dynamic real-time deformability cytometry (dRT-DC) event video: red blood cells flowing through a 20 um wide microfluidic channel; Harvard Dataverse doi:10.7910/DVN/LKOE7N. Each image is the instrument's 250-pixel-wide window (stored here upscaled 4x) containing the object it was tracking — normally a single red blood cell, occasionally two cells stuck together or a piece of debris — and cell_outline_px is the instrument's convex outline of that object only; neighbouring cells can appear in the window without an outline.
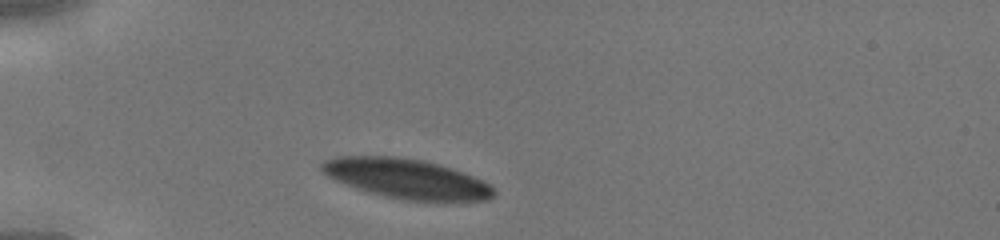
{"species": "human", "species_latin": "Homo sapiens", "temperature_condition": "cold", "stored_images_in_passage": 27, "camera_frame_rate_fps": 3000, "um_per_image_px": 0.085, "donor": {"sex": "male"}, "frame": {"image": 1, "passage_image": 1, "time_ms": 0.0, "image_size_px": [1000, 240], "cell_outline_px": [[496, 192], [488, 200], [436, 204], [408, 200], [384, 196], [368, 192], [356, 188], [336, 180], [328, 176], [320, 168], [320, 164], [324, 160], [332, 156], [396, 156], [424, 160], [440, 164], [452, 168], [472, 176], [488, 184]], "centroid_in_image_um": [34.59, 15.22], "position_along_channel_um": 50.4, "area_um2": 40.58}}
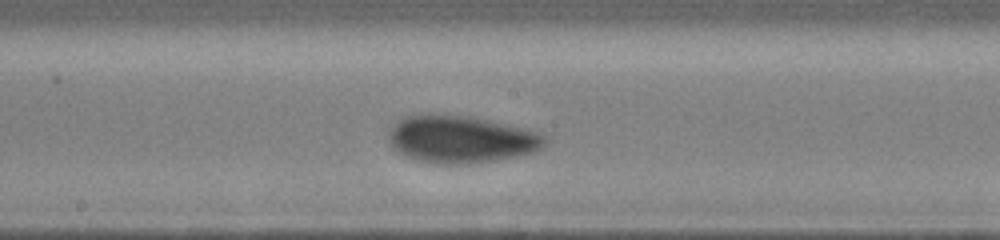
{"frame": {"image": 2, "passage_image": 13, "time_ms": 4.0, "image_size_px": [1000, 240], "cell_outline_px": [[548, 140], [540, 148], [532, 152], [516, 156], [496, 160], [468, 164], [436, 164], [404, 156], [392, 148], [388, 140], [388, 132], [400, 120], [408, 116], [468, 116], [488, 120], [524, 128], [540, 132]], "centroid_in_image_um": [39.2, 11.87], "position_along_channel_um": 209.0, "area_um2": 42.43}}
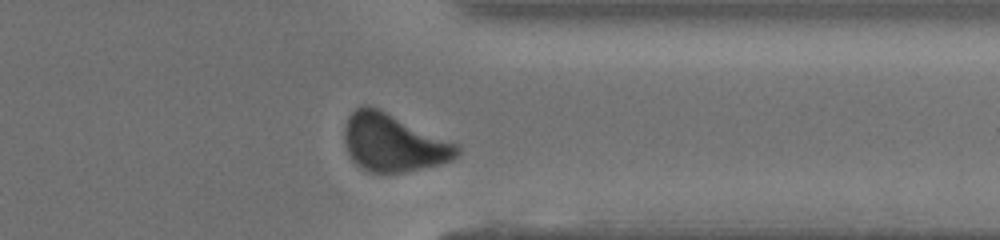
{"frame": {"image": 3, "passage_image": 24, "time_ms": 7.667, "image_size_px": [1000, 240], "cell_outline_px": [[460, 156], [452, 160], [440, 164], [424, 168], [400, 172], [368, 172], [360, 168], [352, 160], [348, 152], [344, 140], [344, 128], [348, 116], [356, 108], [364, 104], [368, 104], [380, 108], [460, 144]], "centroid_in_image_um": [33.46, 12.11], "position_along_channel_um": 377.9, "area_um2": 38.49}}